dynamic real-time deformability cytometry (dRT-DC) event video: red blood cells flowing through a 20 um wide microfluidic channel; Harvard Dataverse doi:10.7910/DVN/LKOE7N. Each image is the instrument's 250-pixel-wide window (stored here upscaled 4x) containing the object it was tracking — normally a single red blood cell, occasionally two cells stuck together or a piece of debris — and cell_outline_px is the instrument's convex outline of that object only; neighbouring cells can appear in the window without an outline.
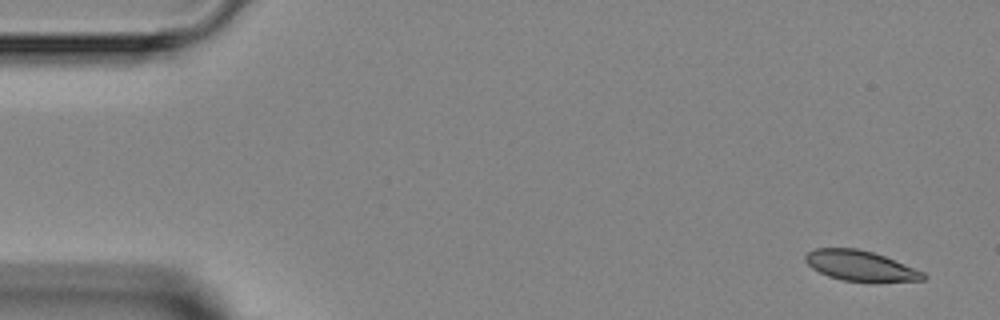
{"species": "Egyptian fruit bat (a non-hibernating species)", "species_latin": "Rousettus aegyptiacus", "temperature_condition": "room temperature", "stored_images_in_passage": 6, "camera_frame_rate_fps": 3000, "um_per_image_px": 0.085, "animal": {"sex": "female"}, "frame": {"image": 1, "passage_image": 1, "time_ms": 0.0, "image_size_px": [1000, 320], "cell_outline_px": [[928, 276], [924, 280], [872, 284], [844, 280], [828, 276], [812, 268], [804, 260], [804, 256], [808, 252], [816, 248], [856, 248], [872, 252], [884, 256], [924, 272]], "centroid_in_image_um": [73.18, 22.63], "position_along_channel_um": 11.8, "area_um2": 21.27}}
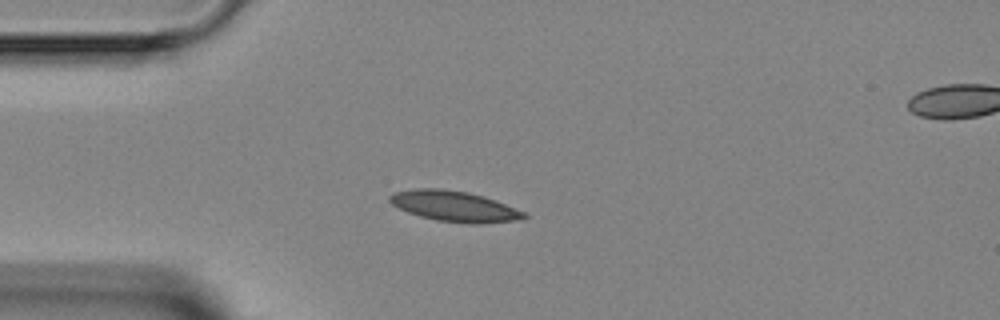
{"frame": {"image": 2, "passage_image": 4, "time_ms": 3.333, "image_size_px": [1000, 320], "cell_outline_px": [[528, 216], [516, 220], [476, 224], [472, 224], [436, 220], [420, 216], [408, 212], [392, 204], [388, 200], [388, 196], [392, 192], [416, 188], [444, 188], [468, 192], [484, 196], [496, 200], [524, 212]], "centroid_in_image_um": [38.58, 17.51], "position_along_channel_um": 46.4, "area_um2": 23.93}}